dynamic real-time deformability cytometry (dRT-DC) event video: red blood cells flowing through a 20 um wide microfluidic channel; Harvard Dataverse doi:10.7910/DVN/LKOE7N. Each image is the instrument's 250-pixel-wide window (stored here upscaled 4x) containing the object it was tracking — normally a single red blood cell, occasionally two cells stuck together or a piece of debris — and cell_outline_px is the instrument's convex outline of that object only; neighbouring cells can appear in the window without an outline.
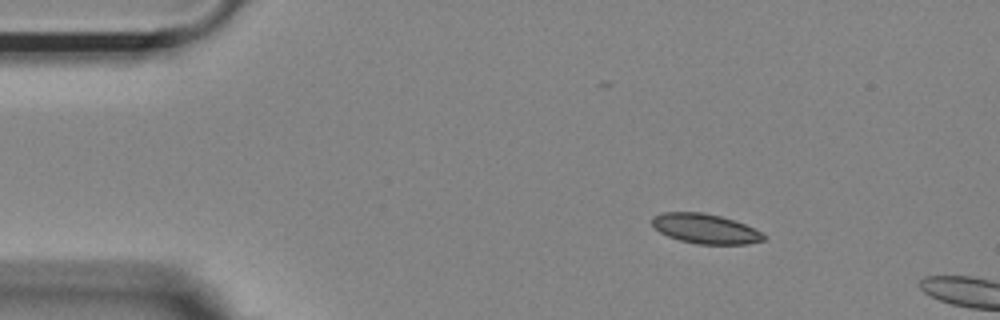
{"species": "Egyptian fruit bat (a non-hibernating species)", "species_latin": "Rousettus aegyptiacus", "temperature_condition": "room temperature", "stored_images_in_passage": 4, "camera_frame_rate_fps": 3000, "um_per_image_px": 0.085, "animal": {"sex": "female"}, "frame": {"image": 1, "passage_image": 1, "time_ms": 0.0, "image_size_px": [1000, 320], "cell_outline_px": [[768, 236], [764, 240], [748, 244], [696, 244], [680, 240], [668, 236], [660, 232], [652, 224], [652, 216], [664, 212], [704, 212], [720, 216], [744, 224]], "centroid_in_image_um": [59.94, 19.44], "position_along_channel_um": 25.1, "area_um2": 19.25}}